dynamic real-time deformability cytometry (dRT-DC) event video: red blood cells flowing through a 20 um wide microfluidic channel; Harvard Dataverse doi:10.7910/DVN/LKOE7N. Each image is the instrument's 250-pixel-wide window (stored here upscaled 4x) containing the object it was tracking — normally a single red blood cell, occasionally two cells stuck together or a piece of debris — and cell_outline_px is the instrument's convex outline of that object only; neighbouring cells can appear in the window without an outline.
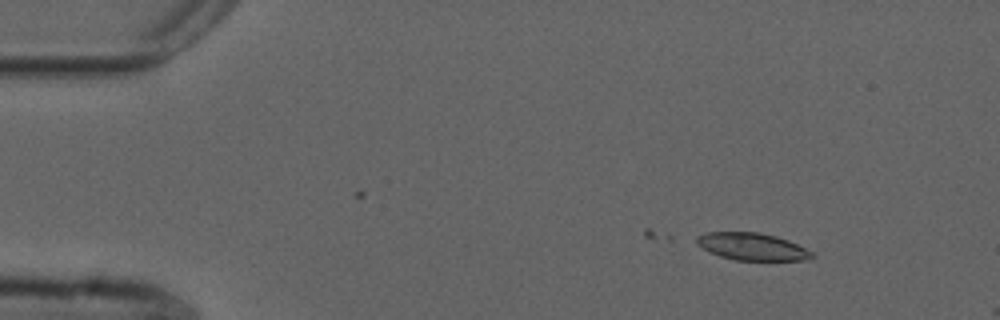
{"species": "common noctule bat (a hibernating species)", "species_latin": "Nyctalus noctula", "temperature_condition": "cold", "stored_images_in_passage": 11, "camera_frame_rate_fps": 3000, "um_per_image_px": 0.085, "animal": {"sex": "male", "forearm_length_mm": 52.5}, "frame": {"image": 1, "passage_image": 6, "time_ms": 1.667, "image_size_px": [1000, 320], "cell_outline_px": [[816, 256], [804, 260], [736, 260], [720, 256], [708, 252], [696, 244], [696, 236], [708, 232], [760, 232], [776, 236], [788, 240], [812, 252]], "centroid_in_image_um": [63.89, 20.96], "position_along_channel_um": 21.1, "area_um2": 18.32}}